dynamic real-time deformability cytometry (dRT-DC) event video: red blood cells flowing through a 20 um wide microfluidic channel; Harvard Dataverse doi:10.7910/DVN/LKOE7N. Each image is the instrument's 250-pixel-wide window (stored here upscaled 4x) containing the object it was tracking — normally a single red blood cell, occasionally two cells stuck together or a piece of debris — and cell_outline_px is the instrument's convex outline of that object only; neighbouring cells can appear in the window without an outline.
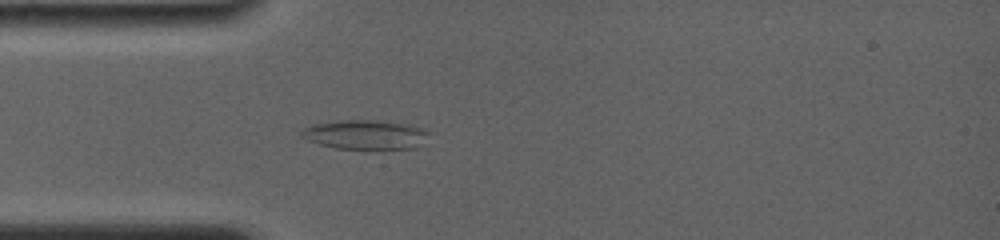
{"species": "common noctule bat (a hibernating species)", "species_latin": "Nyctalus noctula", "temperature_condition": "room temperature", "stored_images_in_passage": 30, "camera_frame_rate_fps": 4000, "um_per_image_px": 0.085, "animal": {"sex": "female", "body_mass_g": 19.0, "forearm_length_mm": 56.7}, "frame": {"image": 1, "passage_image": 21, "time_ms": 4.0, "image_size_px": [1000, 240], "cell_outline_px": [[428, 132], [412, 148], [336, 148], [320, 144], [308, 140], [300, 136], [300, 132], [304, 128], [312, 124], [336, 120], [376, 120], [408, 124], [420, 128]], "centroid_in_image_um": [30.91, 11.41], "position_along_channel_um": 54.1, "area_um2": 21.1}}